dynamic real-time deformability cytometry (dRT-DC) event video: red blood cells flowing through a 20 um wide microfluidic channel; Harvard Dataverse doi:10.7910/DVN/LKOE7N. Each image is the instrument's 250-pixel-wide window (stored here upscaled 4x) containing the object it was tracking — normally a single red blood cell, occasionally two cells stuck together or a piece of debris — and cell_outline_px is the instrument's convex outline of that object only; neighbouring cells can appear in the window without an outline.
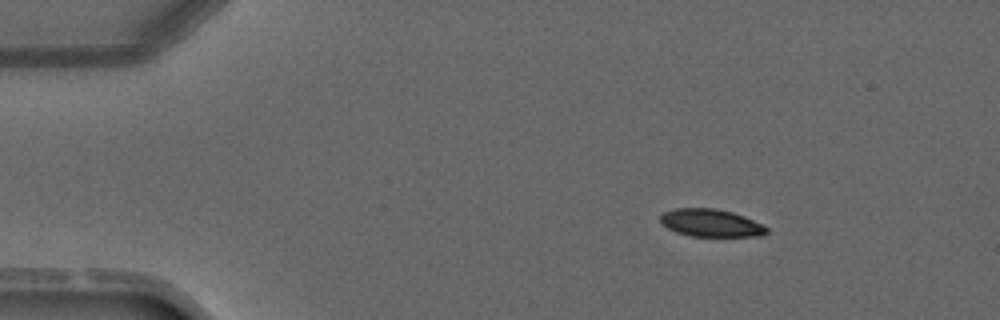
{"species": "common noctule bat (a hibernating species)", "species_latin": "Nyctalus noctula", "temperature_condition": "warm", "stored_images_in_passage": 4, "camera_frame_rate_fps": 3000, "um_per_image_px": 0.085, "animal": {"sex": "male", "forearm_length_mm": 52.5}, "frame": {"image": 1, "passage_image": 1, "time_ms": 0.0, "image_size_px": [1000, 320], "cell_outline_px": [[768, 232], [764, 236], [688, 236], [676, 232], [660, 224], [660, 216], [664, 212], [676, 208], [716, 208], [732, 212], [744, 216], [768, 228]], "centroid_in_image_um": [60.4, 18.95], "position_along_channel_um": 24.6, "area_um2": 17.17}}
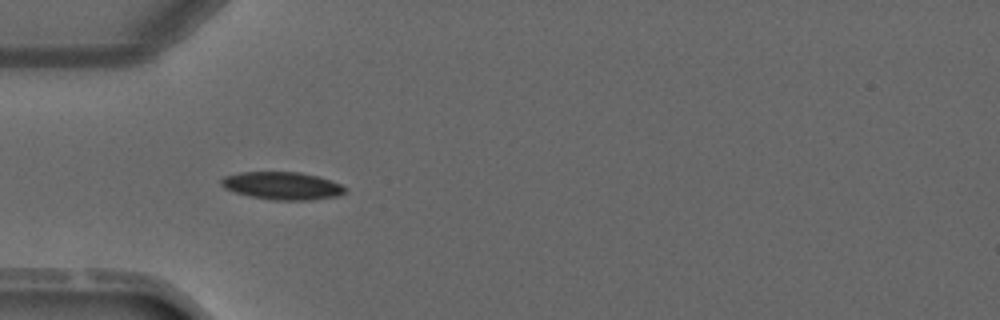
{"frame": {"image": 2, "passage_image": 3, "time_ms": 2.333, "image_size_px": [1000, 320], "cell_outline_px": [[348, 188], [344, 192], [336, 196], [308, 200], [276, 200], [252, 196], [236, 192], [224, 188], [220, 184], [220, 180], [224, 176], [240, 172], [300, 172], [316, 176], [340, 184]], "centroid_in_image_um": [23.96, 15.78], "position_along_channel_um": 61.0, "area_um2": 19.71}}
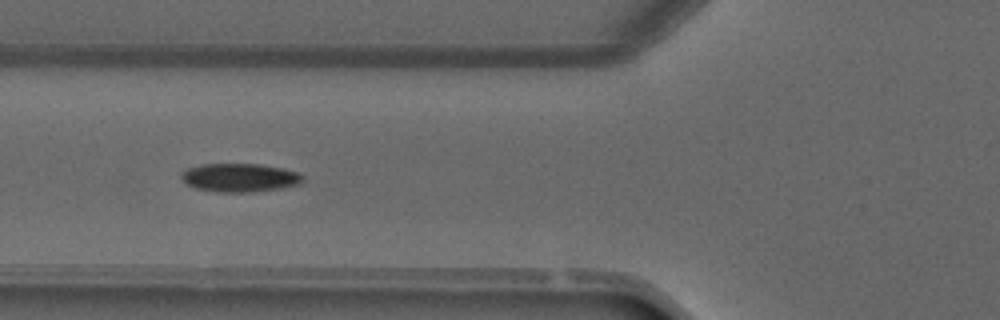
{"frame": {"image": 3, "passage_image": 4, "time_ms": 3.333, "image_size_px": [1000, 320], "cell_outline_px": [[304, 180], [300, 184], [284, 188], [252, 192], [216, 192], [196, 188], [188, 184], [180, 176], [180, 172], [188, 168], [200, 164], [256, 164], [284, 168], [300, 172], [304, 176]], "centroid_in_image_um": [20.43, 15.1], "position_along_channel_um": 105.4, "area_um2": 20.4}}